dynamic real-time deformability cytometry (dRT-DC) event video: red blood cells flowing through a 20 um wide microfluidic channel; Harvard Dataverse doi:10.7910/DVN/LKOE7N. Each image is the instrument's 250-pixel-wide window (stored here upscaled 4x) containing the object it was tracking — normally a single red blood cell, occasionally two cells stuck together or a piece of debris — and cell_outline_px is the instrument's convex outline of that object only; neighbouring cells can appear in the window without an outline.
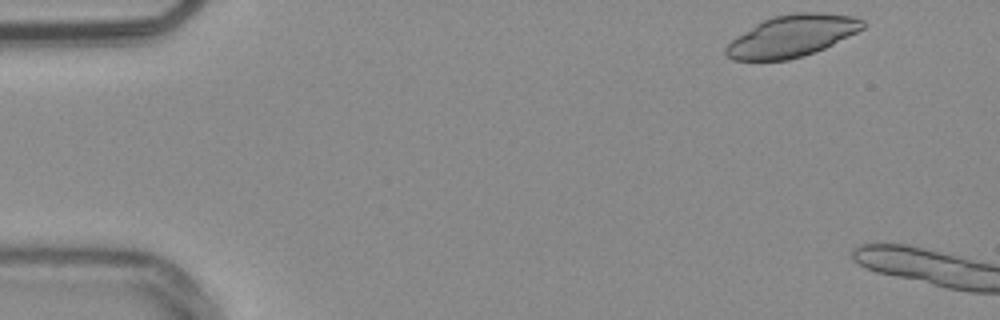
{"species": "common noctule bat (a hibernating species)", "species_latin": "Nyctalus noctula", "temperature_condition": "warm", "stored_images_in_passage": 16, "camera_frame_rate_fps": 3000, "um_per_image_px": 0.085, "animal": {"sex": "male", "body_mass_g": 20.4}, "frame": {"image": 1, "passage_image": 1, "time_ms": 0.0, "image_size_px": [1000, 320], "cell_outline_px": [[864, 28], [816, 52], [788, 60], [732, 60], [724, 52], [724, 48], [736, 36], [756, 24], [772, 16], [792, 12], [820, 12], [856, 16], [864, 20]], "centroid_in_image_um": [67.32, 3.04], "position_along_channel_um": 17.7, "area_um2": 33.29}}